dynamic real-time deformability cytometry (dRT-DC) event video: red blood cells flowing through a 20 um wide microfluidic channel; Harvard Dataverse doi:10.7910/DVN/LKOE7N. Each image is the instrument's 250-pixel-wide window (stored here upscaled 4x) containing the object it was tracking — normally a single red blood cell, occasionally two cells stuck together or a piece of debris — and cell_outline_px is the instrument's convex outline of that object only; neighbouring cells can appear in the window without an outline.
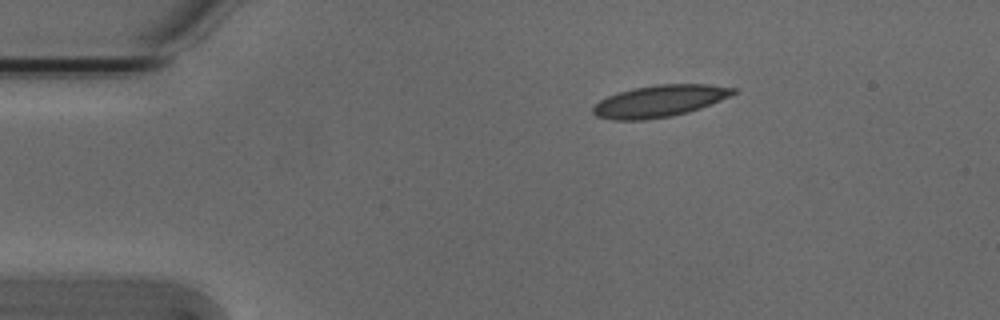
{"species": "Egyptian fruit bat (a non-hibernating species)", "species_latin": "Rousettus aegyptiacus", "temperature_condition": "cold", "stored_images_in_passage": 45, "camera_frame_rate_fps": 3000, "um_per_image_px": 0.085, "animal": {"sex": "male"}, "frame": {"image": 1, "passage_image": 1, "time_ms": 0.0, "image_size_px": [1000, 320], "cell_outline_px": [[736, 92], [712, 104], [688, 112], [672, 116], [644, 120], [612, 120], [596, 116], [592, 112], [592, 108], [600, 100], [616, 92], [632, 88], [656, 84], [708, 84], [736, 88]], "centroid_in_image_um": [56.03, 8.59], "position_along_channel_um": 29.0, "area_um2": 26.07}}
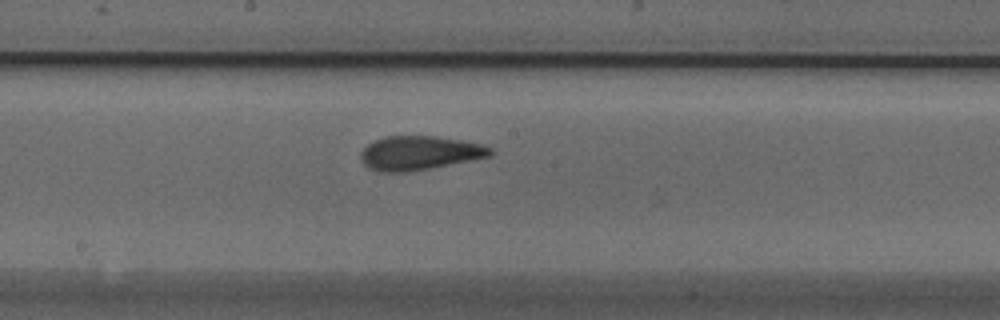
{"frame": {"image": 2, "passage_image": 20, "time_ms": 6.333, "image_size_px": [1000, 320], "cell_outline_px": [[496, 152], [492, 156], [472, 160], [428, 168], [404, 172], [380, 172], [368, 168], [364, 164], [360, 156], [360, 152], [368, 144], [376, 140], [388, 136], [436, 136], [484, 144], [492, 148]], "centroid_in_image_um": [35.69, 13.0], "position_along_channel_um": 212.5, "area_um2": 25.66}}
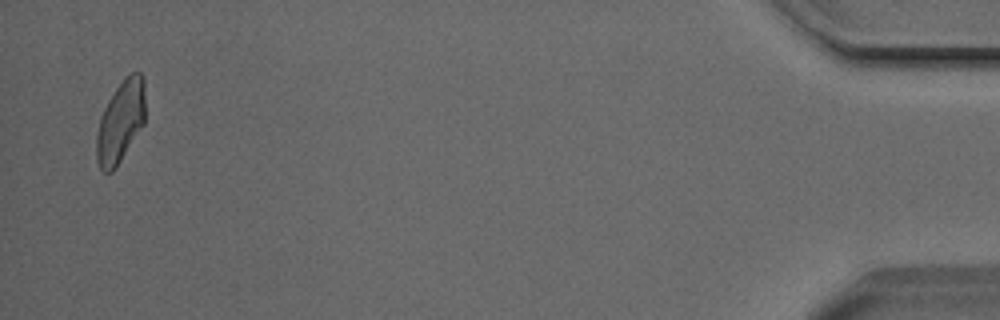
{"frame": {"image": 3, "passage_image": 44, "time_ms": 14.333, "image_size_px": [1000, 320], "cell_outline_px": [[144, 124], [116, 168], [112, 172], [104, 172], [100, 168], [96, 160], [96, 136], [100, 116], [108, 100], [124, 76], [132, 72], [140, 72], [144, 80]], "centroid_in_image_um": [10.23, 10.34], "position_along_channel_um": 425.0, "area_um2": 23.35}, "authors_computed_cell_mechanics": {"area_um2": 25.2008, "velocity_mm_per_s": 3.7913, "shape_relaxation_time_tau1_ms": 4.2154, "shape_relaxation_time_tau2_ms": 1.8827, "deformation_change_tau1": 0.1455, "deformation_change_tau2": 0.0797}}